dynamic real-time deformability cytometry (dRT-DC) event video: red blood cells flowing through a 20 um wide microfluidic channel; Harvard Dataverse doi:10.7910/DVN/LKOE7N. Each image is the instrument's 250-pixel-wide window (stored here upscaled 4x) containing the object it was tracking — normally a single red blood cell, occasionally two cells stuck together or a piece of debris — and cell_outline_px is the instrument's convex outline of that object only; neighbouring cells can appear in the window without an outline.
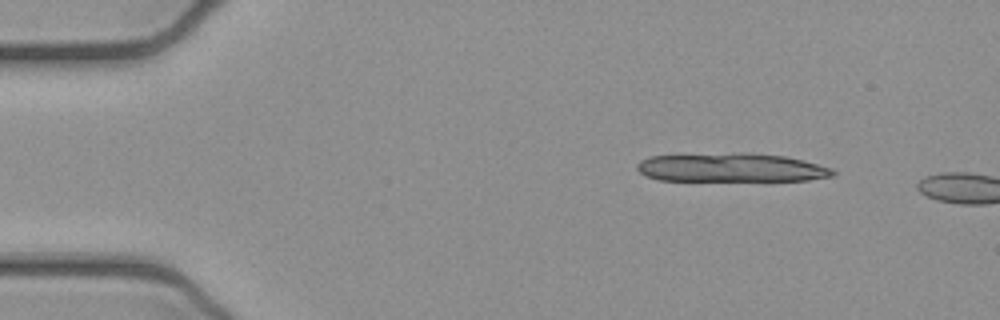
{"species": "common noctule bat (a hibernating species)", "species_latin": "Nyctalus noctula", "temperature_condition": "cold", "stored_images_in_passage": 8, "camera_frame_rate_fps": 3000, "um_per_image_px": 0.085, "animal": {"sex": "female", "body_mass_g": 21.9}, "frame": {"image": 1, "passage_image": 6, "time_ms": 1.667, "image_size_px": [1000, 320], "cell_outline_px": [[836, 172], [832, 176], [808, 180], [656, 180], [644, 176], [636, 168], [636, 164], [640, 160], [648, 156], [740, 152], [744, 152], [784, 156], [804, 160], [832, 168]], "centroid_in_image_um": [62.11, 14.24], "position_along_channel_um": 22.9, "area_um2": 32.95}}